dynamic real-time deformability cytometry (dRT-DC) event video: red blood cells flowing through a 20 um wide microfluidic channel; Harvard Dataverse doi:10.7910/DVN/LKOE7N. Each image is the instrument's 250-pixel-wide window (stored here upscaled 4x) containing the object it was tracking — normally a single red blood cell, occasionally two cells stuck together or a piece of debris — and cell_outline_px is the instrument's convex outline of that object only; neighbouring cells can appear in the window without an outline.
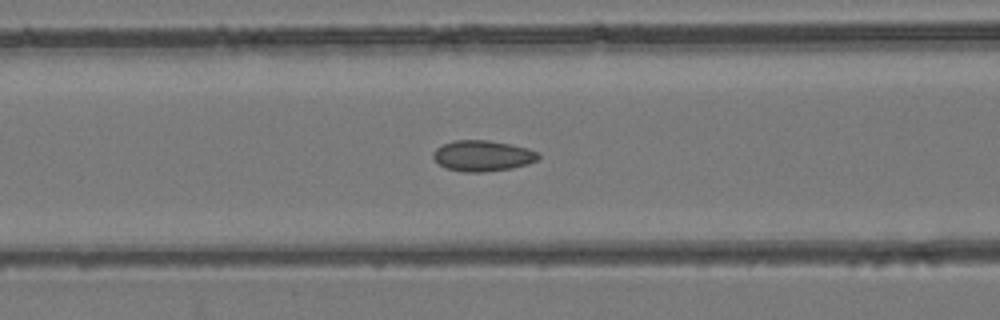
{"species": "common noctule bat (a hibernating species)", "species_latin": "Nyctalus noctula", "temperature_condition": "room temperature", "stored_images_in_passage": 39, "camera_frame_rate_fps": 3000, "um_per_image_px": 0.085, "animal": {"sex": "female", "body_mass_g": 24.6, "forearm_length_mm": 56.2}, "frame": {"image": 1, "passage_image": 11, "time_ms": 3.333, "image_size_px": [1000, 320], "cell_outline_px": [[540, 156], [536, 160], [512, 168], [484, 172], [464, 172], [448, 168], [440, 164], [432, 156], [432, 152], [436, 148], [452, 140], [488, 140], [528, 148], [536, 152]], "centroid_in_image_um": [40.98, 13.23], "position_along_channel_um": 125.6, "area_um2": 18.61}}
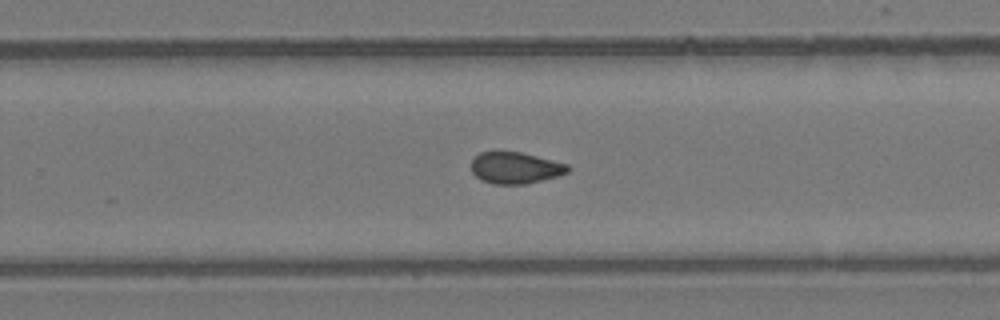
{"frame": {"image": 2, "passage_image": 22, "time_ms": 7.0, "image_size_px": [1000, 320], "cell_outline_px": [[572, 168], [568, 172], [556, 176], [524, 184], [496, 184], [484, 180], [476, 176], [472, 172], [472, 160], [480, 152], [520, 152], [568, 164]], "centroid_in_image_um": [43.82, 14.26], "position_along_channel_um": 286.0, "area_um2": 17.4}}
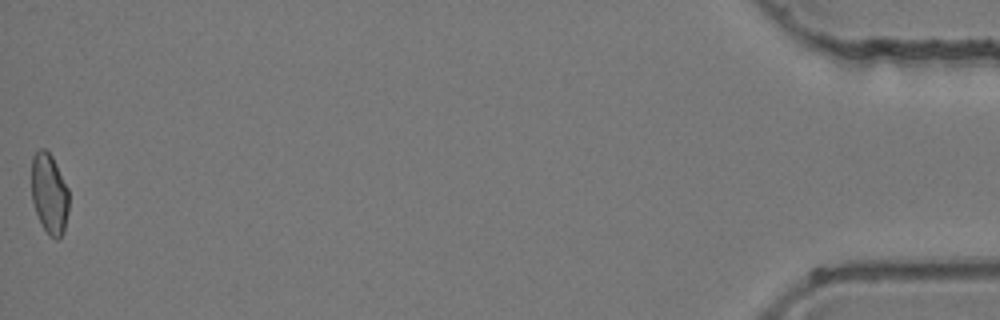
{"frame": {"image": 3, "passage_image": 39, "time_ms": 12.667, "image_size_px": [1000, 320], "cell_outline_px": [[68, 212], [64, 232], [56, 240], [44, 228], [36, 212], [32, 200], [32, 156], [40, 148], [44, 148], [52, 156], [68, 188]], "centroid_in_image_um": [4.2, 16.44], "position_along_channel_um": 431.0, "area_um2": 17.28}}